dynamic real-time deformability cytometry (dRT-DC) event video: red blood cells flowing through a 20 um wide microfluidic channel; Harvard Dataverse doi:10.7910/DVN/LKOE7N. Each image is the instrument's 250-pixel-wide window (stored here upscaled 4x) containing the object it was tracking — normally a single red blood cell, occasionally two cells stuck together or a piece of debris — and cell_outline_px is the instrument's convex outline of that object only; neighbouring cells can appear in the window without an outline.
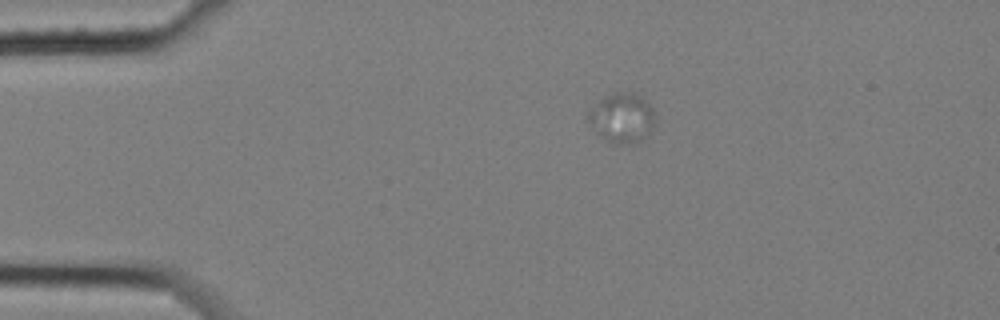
{"species": "common noctule bat (a hibernating species)", "species_latin": "Nyctalus noctula", "temperature_condition": "cold", "stored_images_in_passage": 4, "camera_frame_rate_fps": 3000, "um_per_image_px": 0.085, "animal": {"sex": "female", "body_mass_g": 25.1}, "frame": {"image": 1, "passage_image": 1, "time_ms": 0.0, "image_size_px": [1000, 320], "cell_outline_px": [[656, 116], [648, 132], [636, 144], [616, 144], [608, 140], [596, 132], [588, 120], [588, 112], [604, 96], [612, 92], [632, 92], [640, 96], [652, 108]], "centroid_in_image_um": [52.87, 10.01], "position_along_channel_um": 32.1, "area_um2": 18.96}}
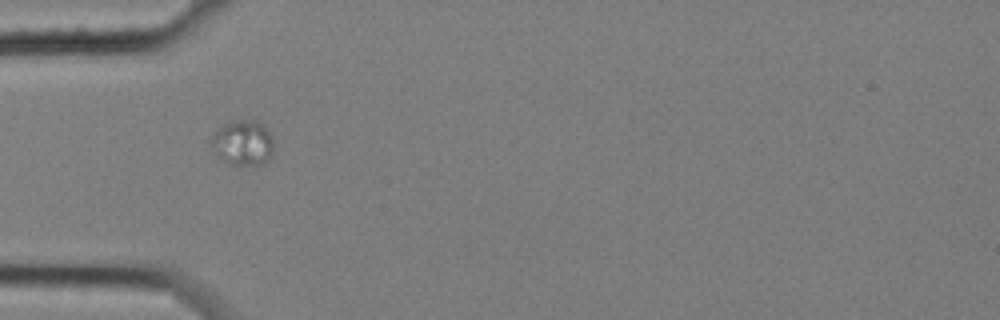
{"frame": {"image": 2, "passage_image": 3, "time_ms": 0.667, "image_size_px": [1000, 320], "cell_outline_px": [[272, 152], [268, 160], [264, 164], [256, 168], [232, 164], [224, 160], [208, 144], [208, 140], [224, 124], [232, 120], [256, 120], [264, 124], [272, 136]], "centroid_in_image_um": [20.66, 12.16], "position_along_channel_um": 64.3, "area_um2": 16.82}}
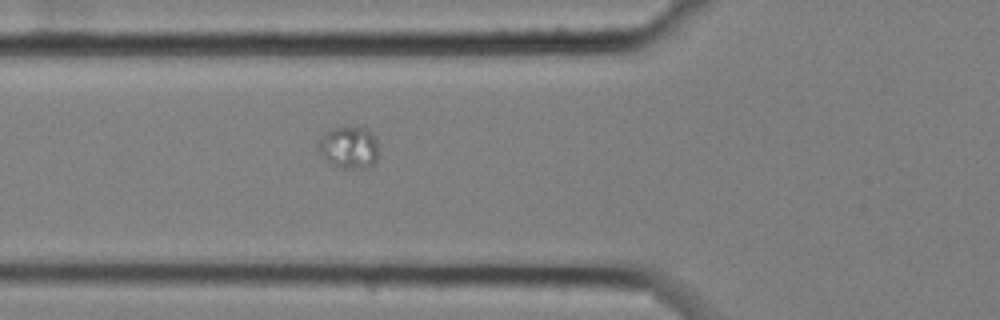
{"frame": {"image": 3, "passage_image": 4, "time_ms": 1.0, "image_size_px": [1000, 320], "cell_outline_px": [[376, 160], [368, 168], [344, 168], [332, 164], [324, 156], [316, 144], [320, 136], [328, 128], [364, 124], [376, 136]], "centroid_in_image_um": [29.66, 12.44], "position_along_channel_um": 96.1, "area_um2": 15.2}}